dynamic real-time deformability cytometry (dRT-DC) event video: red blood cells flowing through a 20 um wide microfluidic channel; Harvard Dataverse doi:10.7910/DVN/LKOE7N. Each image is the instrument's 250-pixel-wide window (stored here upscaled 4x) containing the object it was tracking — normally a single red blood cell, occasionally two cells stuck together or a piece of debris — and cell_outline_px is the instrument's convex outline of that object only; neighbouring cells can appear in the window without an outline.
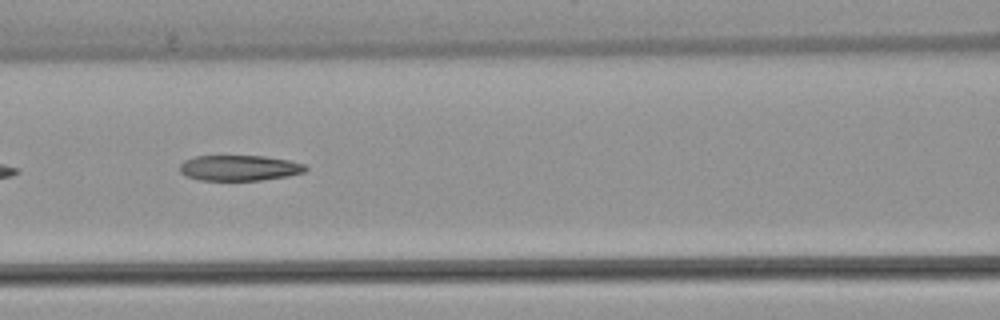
{"species": "common noctule bat (a hibernating species)", "species_latin": "Nyctalus noctula", "temperature_condition": "warm", "stored_images_in_passage": 7, "camera_frame_rate_fps": 3000, "um_per_image_px": 0.085, "animal": {"sex": "female", "body_mass_g": 22.7, "forearm_length_mm": 54.2}, "frame": {"image": 1, "passage_image": 6, "time_ms": 6.0, "image_size_px": [1000, 320], "cell_outline_px": [[308, 168], [304, 172], [288, 176], [260, 180], [200, 180], [184, 176], [180, 172], [180, 164], [184, 160], [196, 156], [264, 156], [288, 160], [304, 164]], "centroid_in_image_um": [20.32, 14.27], "position_along_channel_um": 146.3, "area_um2": 18.73}}
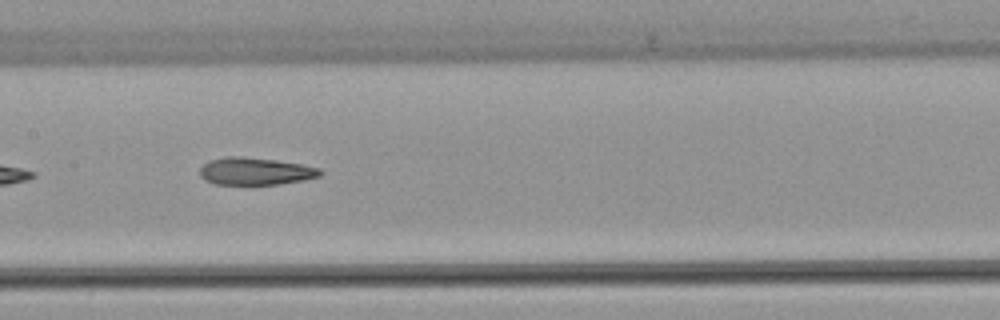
{"frame": {"image": 2, "passage_image": 7, "time_ms": 7.0, "image_size_px": [1000, 320], "cell_outline_px": [[324, 172], [320, 176], [304, 180], [280, 184], [212, 184], [204, 180], [200, 176], [200, 168], [204, 164], [212, 160], [224, 156], [244, 156], [276, 160], [300, 164], [320, 168]], "centroid_in_image_um": [21.71, 14.55], "position_along_channel_um": 185.7, "area_um2": 19.31}}